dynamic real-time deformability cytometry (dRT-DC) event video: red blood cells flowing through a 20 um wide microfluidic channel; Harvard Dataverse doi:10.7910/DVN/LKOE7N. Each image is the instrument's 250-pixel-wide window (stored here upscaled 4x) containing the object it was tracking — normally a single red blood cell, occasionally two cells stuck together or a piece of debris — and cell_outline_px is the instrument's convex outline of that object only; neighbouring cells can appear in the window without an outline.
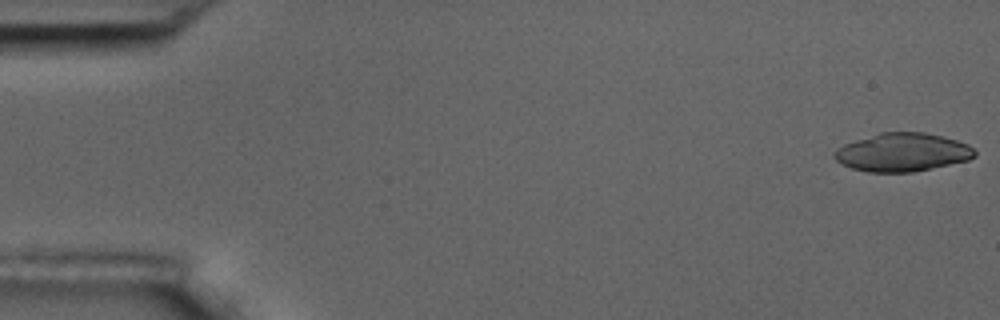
{"species": "common noctule bat (a hibernating species)", "species_latin": "Nyctalus noctula", "temperature_condition": "room temperature", "stored_images_in_passage": 55, "camera_frame_rate_fps": 3000, "um_per_image_px": 0.085, "animal": {"sex": "male", "body_mass_g": 17.5, "forearm_length_mm": 52.3}, "frame": {"image": 1, "passage_image": 1, "time_ms": 0.0, "image_size_px": [1000, 320], "cell_outline_px": [[976, 156], [968, 160], [912, 172], [868, 172], [852, 168], [840, 164], [832, 156], [836, 148], [844, 144], [880, 132], [924, 132], [956, 140], [968, 144], [976, 152]], "centroid_in_image_um": [76.67, 12.94], "position_along_channel_um": 8.3, "area_um2": 31.27}}